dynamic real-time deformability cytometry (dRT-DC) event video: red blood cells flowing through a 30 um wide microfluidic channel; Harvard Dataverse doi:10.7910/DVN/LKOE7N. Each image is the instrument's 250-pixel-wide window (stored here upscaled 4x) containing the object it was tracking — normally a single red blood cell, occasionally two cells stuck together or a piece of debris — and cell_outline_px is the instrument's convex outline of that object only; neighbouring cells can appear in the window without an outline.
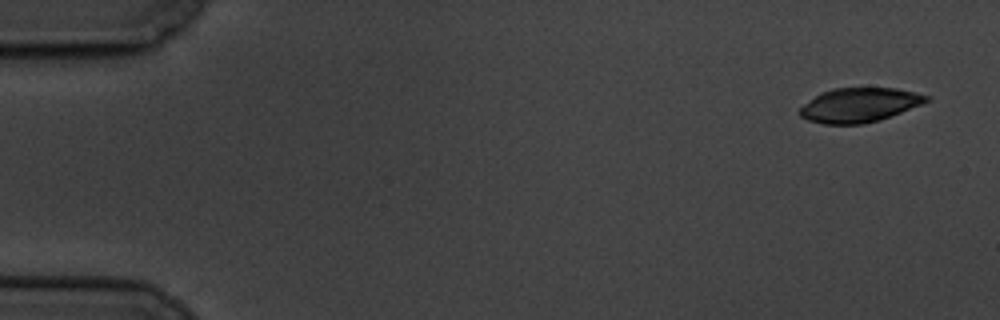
{"species": "common noctule bat (a hibernating species)", "species_latin": "Nyctalus noctula", "temperature_condition": "cold", "stored_images_in_passage": 5, "camera_frame_rate_fps": 3000, "um_per_image_px": 0.085, "animal": {"sex": "male", "body_mass_g": 19.5, "forearm_length_mm": 54.6}, "frame": {"image": 1, "passage_image": 1, "time_ms": 0.0, "image_size_px": [1000, 320], "cell_outline_px": [[932, 100], [880, 120], [864, 124], [824, 124], [808, 120], [800, 116], [800, 108], [804, 104], [820, 92], [832, 88], [896, 88], [932, 96]], "centroid_in_image_um": [73.07, 8.92], "position_along_channel_um": 11.9, "area_um2": 25.37}}
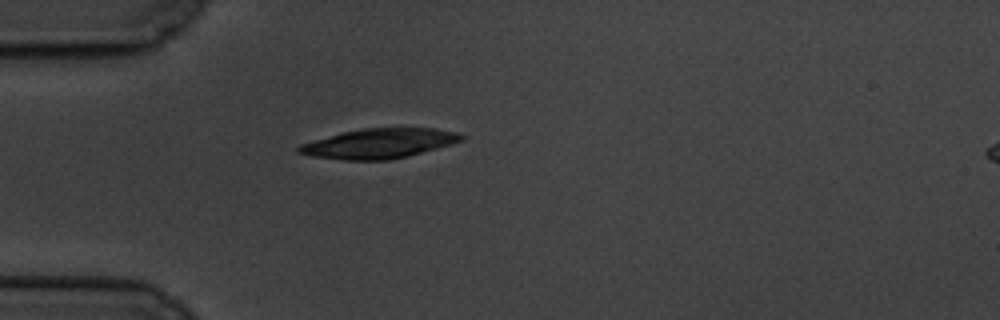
{"frame": {"image": 2, "passage_image": 5, "time_ms": 4.667, "image_size_px": [1000, 320], "cell_outline_px": [[464, 140], [452, 144], [388, 160], [344, 160], [312, 156], [296, 152], [296, 148], [300, 144], [340, 132], [364, 128], [432, 128], [456, 132], [464, 136]], "centroid_in_image_um": [32.17, 12.19], "position_along_channel_um": 52.8, "area_um2": 27.98}}